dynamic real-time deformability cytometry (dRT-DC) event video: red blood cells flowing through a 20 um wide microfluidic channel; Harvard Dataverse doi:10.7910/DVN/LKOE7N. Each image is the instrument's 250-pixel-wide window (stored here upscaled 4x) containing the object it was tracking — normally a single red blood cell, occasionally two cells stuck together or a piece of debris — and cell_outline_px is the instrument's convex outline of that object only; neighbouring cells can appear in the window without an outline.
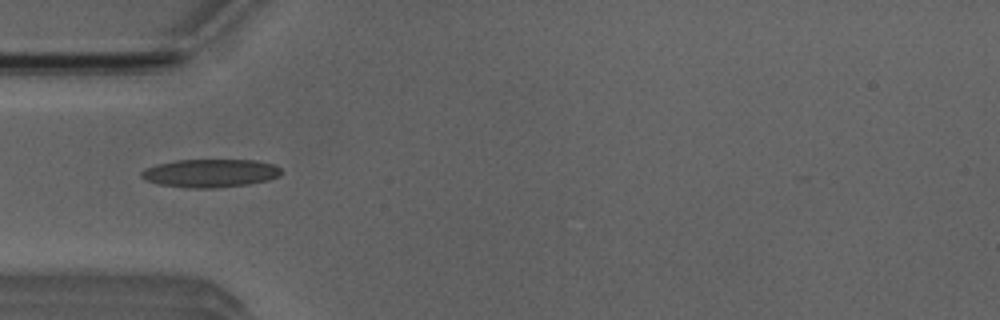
{"species": "Egyptian fruit bat (a non-hibernating species)", "species_latin": "Rousettus aegyptiacus", "temperature_condition": "room temperature", "stored_images_in_passage": 51, "camera_frame_rate_fps": 3000, "um_per_image_px": 0.085, "animal": {"sex": "male"}, "frame": {"image": 1, "passage_image": 15, "time_ms": 4.667, "image_size_px": [1000, 320], "cell_outline_px": [[280, 176], [268, 180], [248, 184], [216, 188], [188, 188], [156, 184], [144, 180], [140, 176], [140, 172], [144, 168], [156, 164], [176, 160], [256, 160], [272, 164], [280, 168]], "centroid_in_image_um": [17.81, 14.72], "position_along_channel_um": 67.2, "area_um2": 23.18}}
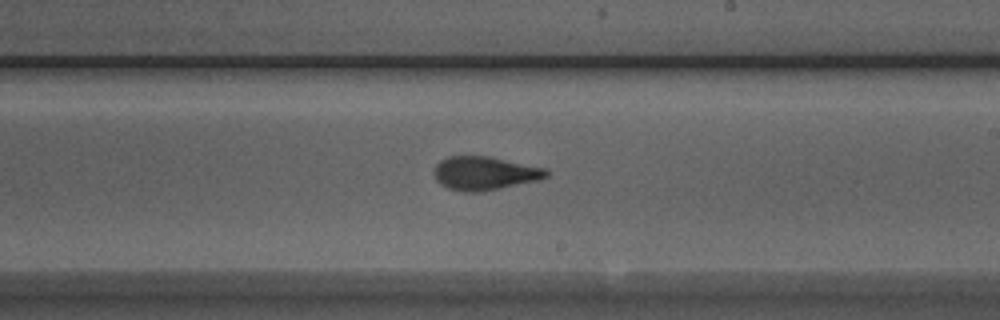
{"frame": {"image": 2, "passage_image": 29, "time_ms": 9.333, "image_size_px": [1000, 320], "cell_outline_px": [[548, 176], [540, 180], [484, 192], [464, 192], [448, 188], [440, 184], [436, 180], [432, 172], [436, 164], [440, 160], [448, 156], [488, 156], [544, 168], [548, 172]], "centroid_in_image_um": [41.16, 14.74], "position_along_channel_um": 247.8, "area_um2": 22.14}}
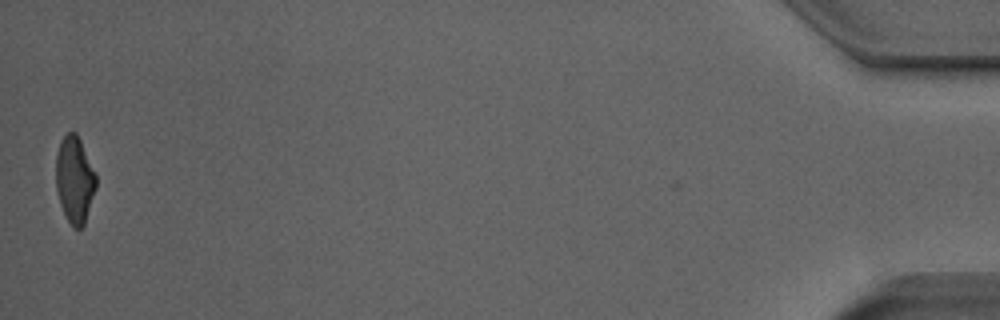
{"frame": {"image": 3, "passage_image": 51, "time_ms": 16.667, "image_size_px": [1000, 320], "cell_outline_px": [[96, 188], [84, 224], [80, 228], [72, 228], [60, 204], [56, 188], [56, 152], [60, 140], [68, 132], [76, 132], [96, 172]], "centroid_in_image_um": [6.34, 15.25], "position_along_channel_um": 428.9, "area_um2": 20.29}, "authors_computed_cell_mechanics": {"area_um2": 21.2704, "velocity_mm_per_s": 3.8614, "shape_relaxation_time_tau1_ms": 5.1154, "shape_relaxation_time_tau2_ms": 1.394, "deformation_change_tau1": 0.1754, "deformation_change_tau2": 0.0809}}